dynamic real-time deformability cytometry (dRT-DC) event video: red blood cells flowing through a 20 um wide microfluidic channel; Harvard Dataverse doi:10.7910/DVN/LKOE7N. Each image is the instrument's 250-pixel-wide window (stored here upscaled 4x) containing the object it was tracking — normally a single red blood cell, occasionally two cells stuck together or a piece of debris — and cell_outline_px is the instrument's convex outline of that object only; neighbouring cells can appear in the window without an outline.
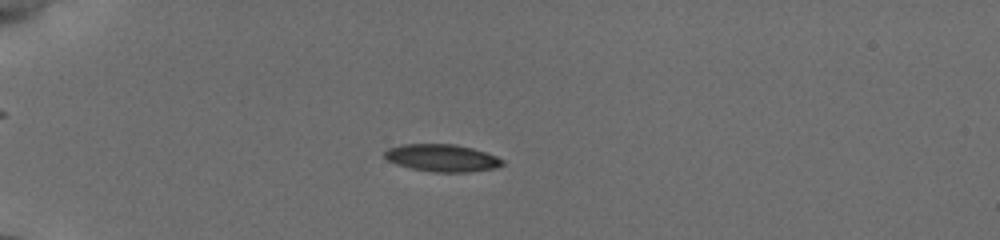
{"species": "common noctule bat (a hibernating species)", "species_latin": "Nyctalus noctula", "temperature_condition": "cold", "stored_images_in_passage": 57, "camera_frame_rate_fps": 3000, "um_per_image_px": 0.085, "animal": {"sex": "female", "body_mass_g": 19.5, "forearm_length_mm": 54.1}, "frame": {"image": 1, "passage_image": 37, "time_ms": 5.667, "image_size_px": [1000, 240], "cell_outline_px": [[504, 164], [496, 168], [468, 172], [432, 172], [412, 168], [396, 164], [388, 160], [384, 156], [384, 152], [388, 148], [400, 144], [456, 144], [472, 148], [496, 156], [504, 160]], "centroid_in_image_um": [37.57, 13.42], "position_along_channel_um": 47.4, "area_um2": 18.79}}
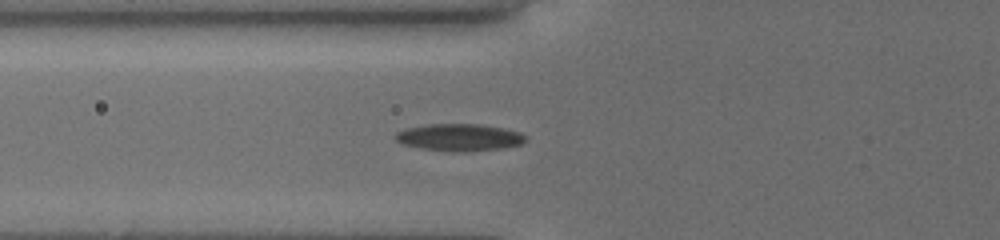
{"frame": {"image": 2, "passage_image": 53, "time_ms": 7.667, "image_size_px": [1000, 240], "cell_outline_px": [[528, 140], [524, 144], [504, 148], [464, 152], [452, 152], [420, 148], [404, 144], [396, 140], [392, 136], [396, 132], [404, 128], [428, 124], [480, 124], [504, 128], [520, 132], [528, 136]], "centroid_in_image_um": [39.08, 11.68], "position_along_channel_um": 86.7, "area_um2": 21.04}}